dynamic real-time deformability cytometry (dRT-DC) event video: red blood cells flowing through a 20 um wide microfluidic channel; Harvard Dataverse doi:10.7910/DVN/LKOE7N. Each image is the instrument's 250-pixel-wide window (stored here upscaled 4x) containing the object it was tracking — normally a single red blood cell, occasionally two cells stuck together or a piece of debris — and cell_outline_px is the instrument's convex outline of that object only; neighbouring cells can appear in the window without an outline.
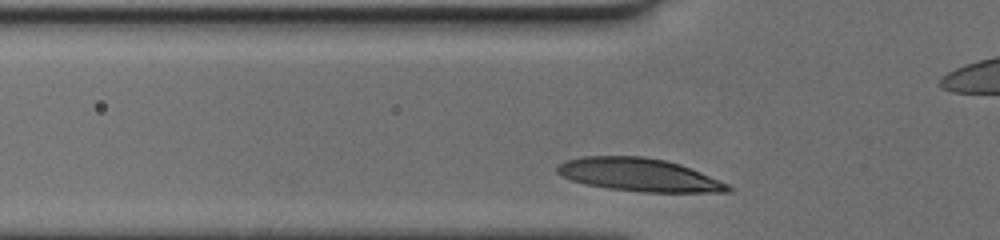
{"species": "human", "species_latin": "Homo sapiens", "temperature_condition": "cold", "stored_images_in_passage": 33, "camera_frame_rate_fps": 3000, "um_per_image_px": 0.085, "donor": {"sex": "female"}, "frame": {"image": 1, "passage_image": 9, "time_ms": 2.667, "image_size_px": [1000, 240], "cell_outline_px": [[732, 188], [728, 192], [644, 192], [608, 188], [584, 184], [560, 176], [556, 172], [556, 168], [564, 160], [580, 156], [644, 156], [664, 160], [680, 164], [700, 172], [728, 184]], "centroid_in_image_um": [54.26, 14.85], "position_along_channel_um": 71.5, "area_um2": 32.83}}
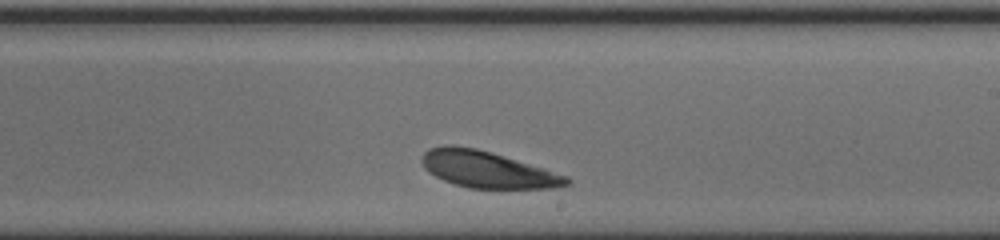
{"frame": {"image": 2, "passage_image": 23, "time_ms": 7.333, "image_size_px": [1000, 240], "cell_outline_px": [[572, 184], [552, 188], [468, 188], [444, 180], [428, 172], [424, 168], [420, 160], [420, 156], [428, 148], [444, 144], [452, 144], [476, 148], [492, 152], [544, 168], [568, 176], [572, 180]], "centroid_in_image_um": [41.4, 14.39], "position_along_channel_um": 247.6, "area_um2": 31.15}}
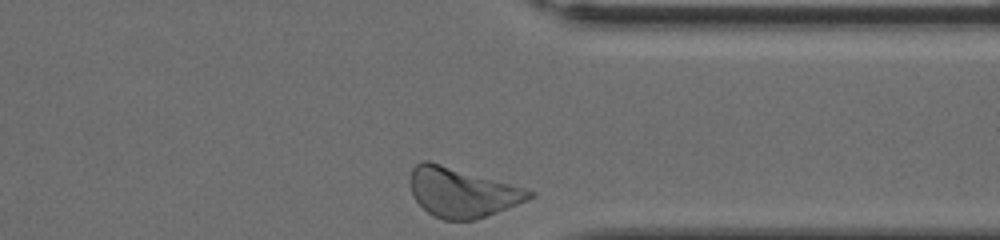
{"frame": {"image": 3, "passage_image": 33, "time_ms": 10.667, "image_size_px": [1000, 240], "cell_outline_px": [[536, 192], [532, 196], [516, 204], [476, 220], [444, 220], [432, 216], [412, 196], [408, 180], [412, 168], [416, 164], [424, 160], [428, 160], [524, 188]], "centroid_in_image_um": [39.19, 16.35], "position_along_channel_um": 372.2, "area_um2": 33.99}}